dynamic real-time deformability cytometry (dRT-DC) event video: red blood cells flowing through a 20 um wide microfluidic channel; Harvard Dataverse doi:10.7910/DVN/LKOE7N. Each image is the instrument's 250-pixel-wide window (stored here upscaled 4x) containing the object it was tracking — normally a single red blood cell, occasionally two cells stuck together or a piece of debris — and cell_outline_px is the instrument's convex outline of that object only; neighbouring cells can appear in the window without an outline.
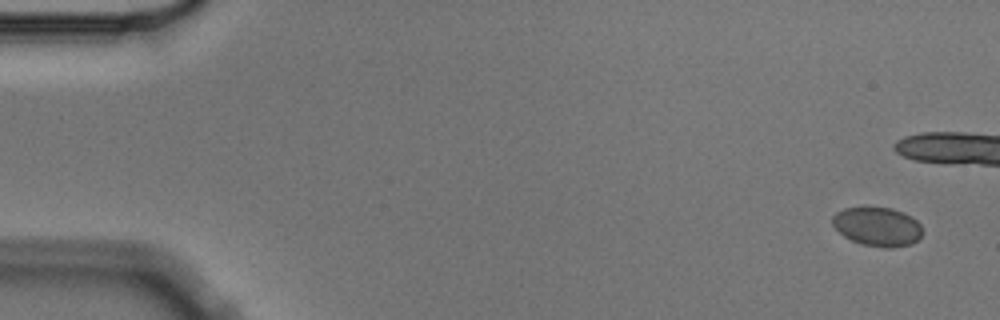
{"species": "Egyptian fruit bat (a non-hibernating species)", "species_latin": "Rousettus aegyptiacus", "temperature_condition": "cold", "stored_images_in_passage": 5, "camera_frame_rate_fps": 3000, "um_per_image_px": 0.085, "animal": {"sex": "male"}, "frame": {"image": 1, "passage_image": 1, "time_ms": 0.0, "image_size_px": [1000, 320], "cell_outline_px": [[924, 232], [912, 244], [892, 248], [884, 248], [864, 244], [852, 240], [844, 236], [832, 224], [832, 216], [836, 212], [844, 208], [864, 204], [892, 208], [904, 212], [912, 216], [920, 224]], "centroid_in_image_um": [74.58, 19.21], "position_along_channel_um": 10.4, "area_um2": 21.1}}